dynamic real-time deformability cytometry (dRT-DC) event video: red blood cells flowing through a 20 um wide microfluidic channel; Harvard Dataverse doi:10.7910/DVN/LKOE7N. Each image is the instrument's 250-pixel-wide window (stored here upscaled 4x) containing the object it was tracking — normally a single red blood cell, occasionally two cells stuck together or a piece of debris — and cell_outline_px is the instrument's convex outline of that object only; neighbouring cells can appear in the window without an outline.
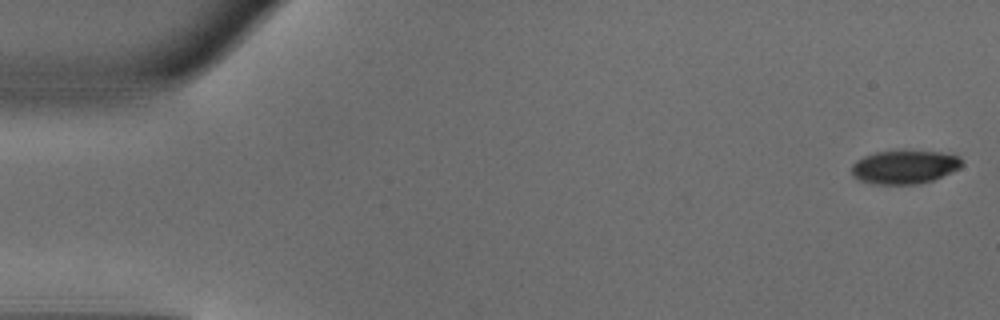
{"species": "common noctule bat (a hibernating species)", "species_latin": "Nyctalus noctula", "temperature_condition": "warm", "stored_images_in_passage": 49, "camera_frame_rate_fps": 3000, "um_per_image_px": 0.085, "animal": {"sex": "male", "body_mass_g": 18.8}, "frame": {"image": 1, "passage_image": 1, "time_ms": 0.0, "image_size_px": [1000, 320], "cell_outline_px": [[964, 164], [960, 168], [932, 180], [916, 184], [872, 184], [860, 180], [852, 176], [852, 164], [856, 160], [864, 156], [876, 152], [940, 152], [960, 156], [964, 160]], "centroid_in_image_um": [76.89, 14.21], "position_along_channel_um": 8.1, "area_um2": 21.33}}
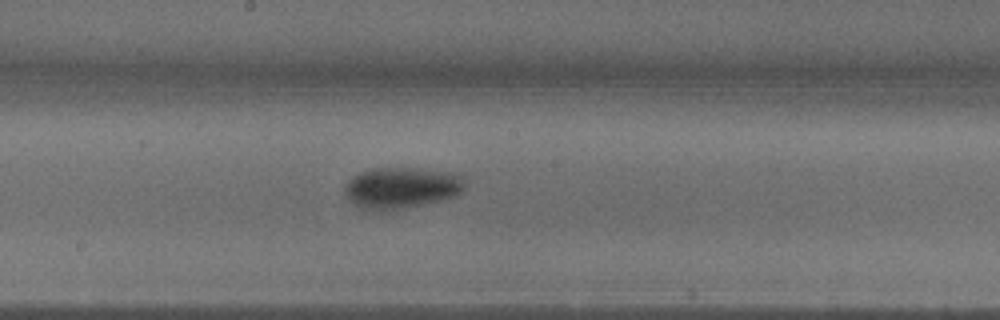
{"frame": {"image": 2, "passage_image": 26, "time_ms": 8.333, "image_size_px": [1000, 320], "cell_outline_px": [[464, 188], [460, 192], [452, 196], [440, 200], [408, 208], [380, 212], [372, 212], [356, 208], [352, 204], [344, 192], [344, 184], [348, 180], [360, 172], [372, 168], [420, 168], [448, 172], [464, 176]], "centroid_in_image_um": [34.04, 15.99], "position_along_channel_um": 214.2, "area_um2": 29.42}}
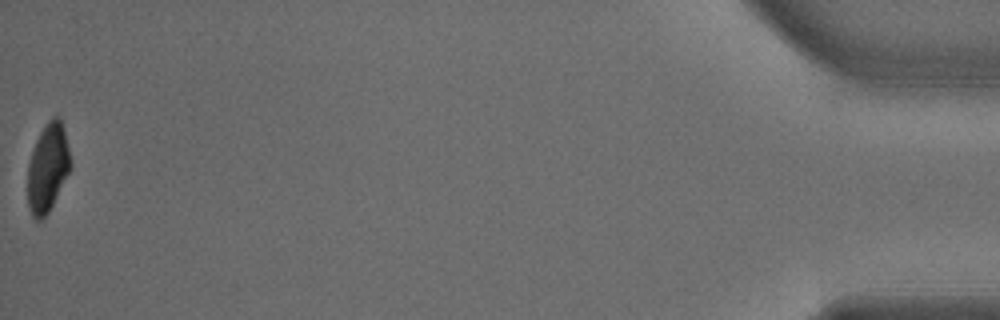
{"frame": {"image": 3, "passage_image": 49, "time_ms": 16.0, "image_size_px": [1000, 320], "cell_outline_px": [[72, 164], [48, 212], [40, 220], [36, 220], [32, 216], [28, 204], [28, 164], [36, 140], [44, 124], [52, 116], [60, 116]], "centroid_in_image_um": [4.04, 14.22], "position_along_channel_um": 431.2, "area_um2": 21.62}, "authors_computed_cell_mechanics": {"area_um2": 25.6632, "velocity_mm_per_s": 4.1054, "shape_relaxation_time_tau1_ms": 3.5655, "shape_relaxation_time_tau2_ms": null, "deformation_change_tau1": 0.1755, "deformation_change_tau2": null}}